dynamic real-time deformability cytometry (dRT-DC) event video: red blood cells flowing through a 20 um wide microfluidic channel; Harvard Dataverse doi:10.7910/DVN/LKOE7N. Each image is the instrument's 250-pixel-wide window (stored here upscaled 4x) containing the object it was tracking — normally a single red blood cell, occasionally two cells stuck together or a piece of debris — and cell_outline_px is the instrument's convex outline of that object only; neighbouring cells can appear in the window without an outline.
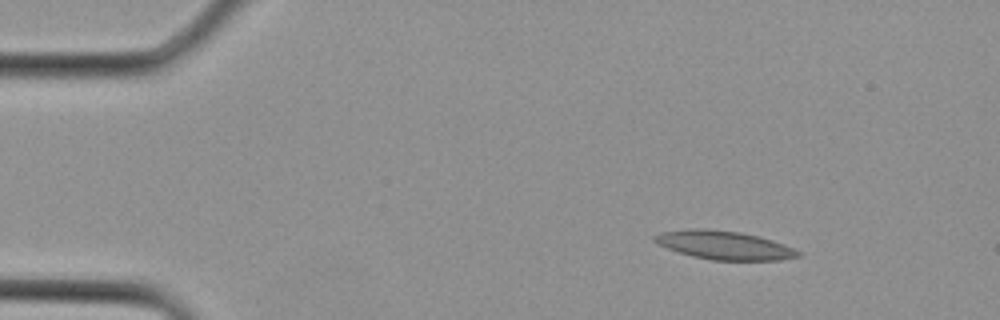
{"species": "Egyptian fruit bat (a non-hibernating species)", "species_latin": "Rousettus aegyptiacus", "temperature_condition": "cold", "stored_images_in_passage": 2, "camera_frame_rate_fps": 3000, "um_per_image_px": 0.085, "animal": {"sex": "female"}, "frame": {"image": 1, "passage_image": 1, "time_ms": 0.0, "image_size_px": [1000, 320], "cell_outline_px": [[800, 256], [780, 260], [712, 260], [692, 256], [668, 248], [652, 240], [652, 236], [660, 232], [692, 228], [708, 228], [740, 232], [772, 240], [784, 244], [800, 252]], "centroid_in_image_um": [61.53, 20.83], "position_along_channel_um": 23.5, "area_um2": 23.76}}